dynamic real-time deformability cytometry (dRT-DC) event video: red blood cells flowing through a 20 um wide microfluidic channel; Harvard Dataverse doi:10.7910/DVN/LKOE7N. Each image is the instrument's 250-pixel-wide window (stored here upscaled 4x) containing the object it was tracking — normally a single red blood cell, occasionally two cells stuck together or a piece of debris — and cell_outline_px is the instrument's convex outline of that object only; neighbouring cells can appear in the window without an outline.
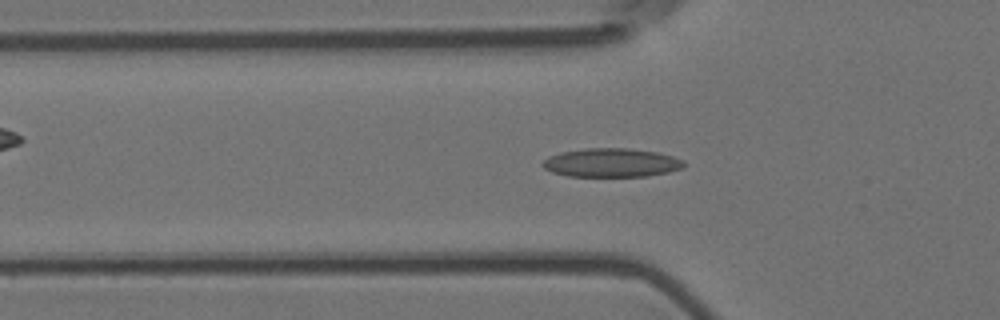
{"species": "Egyptian fruit bat (a non-hibernating species)", "species_latin": "Rousettus aegyptiacus", "temperature_condition": "room temperature", "stored_images_in_passage": 55, "camera_frame_rate_fps": 3000, "um_per_image_px": 0.085, "animal": {"sex": "female"}, "frame": {"image": 1, "passage_image": 17, "time_ms": 5.333, "image_size_px": [1000, 320], "cell_outline_px": [[684, 168], [668, 172], [648, 176], [568, 176], [552, 172], [544, 168], [540, 164], [548, 156], [560, 152], [584, 148], [628, 148], [656, 152], [672, 156], [684, 160]], "centroid_in_image_um": [51.95, 13.83], "position_along_channel_um": 73.8, "area_um2": 23.76}}
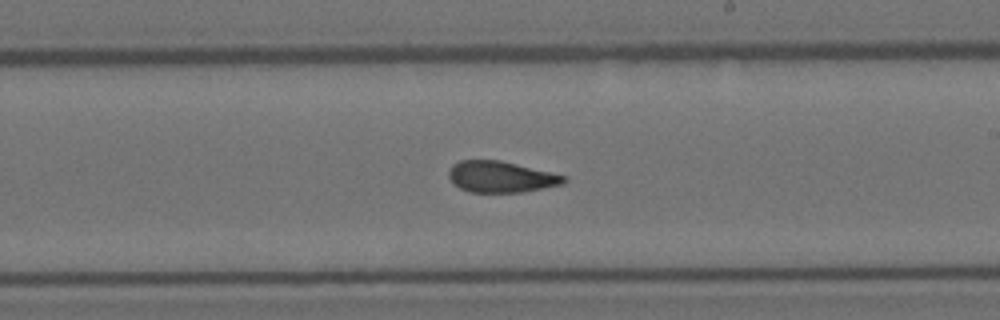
{"frame": {"image": 2, "passage_image": 31, "time_ms": 10.0, "image_size_px": [1000, 320], "cell_outline_px": [[568, 180], [564, 184], [544, 188], [520, 192], [468, 192], [460, 188], [448, 176], [448, 172], [452, 164], [460, 160], [500, 160], [552, 172], [568, 176]], "centroid_in_image_um": [42.62, 15.02], "position_along_channel_um": 246.4, "area_um2": 21.04}}
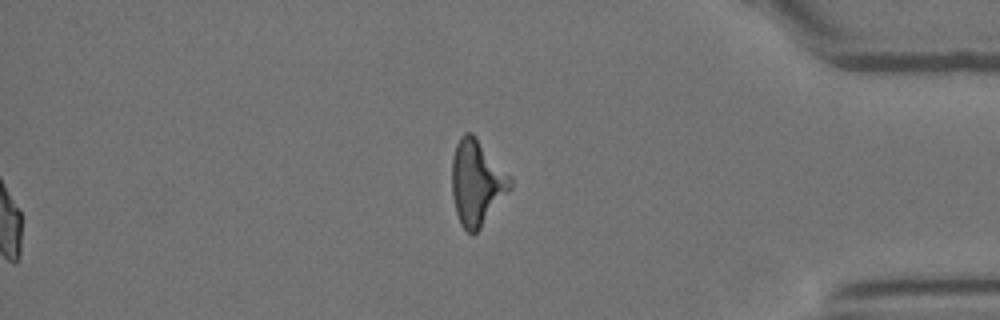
{"frame": {"image": 3, "passage_image": 55, "time_ms": 18.0, "image_size_px": [1000, 320], "cell_outline_px": [[512, 188], [480, 228], [472, 236], [460, 224], [456, 212], [452, 196], [452, 156], [456, 144], [460, 136], [464, 132], [472, 132], [476, 136], [512, 176]], "centroid_in_image_um": [40.53, 15.49], "position_along_channel_um": 394.7, "area_um2": 29.3}, "authors_computed_cell_mechanics": {"area_um2": 21.7906, "velocity_mm_per_s": 3.6796, "shape_relaxation_time_tau1_ms": 7.0497, "shape_relaxation_time_tau2_ms": 2.3193, "deformation_change_tau1": 0.1767, "deformation_change_tau2": 0.0826}}